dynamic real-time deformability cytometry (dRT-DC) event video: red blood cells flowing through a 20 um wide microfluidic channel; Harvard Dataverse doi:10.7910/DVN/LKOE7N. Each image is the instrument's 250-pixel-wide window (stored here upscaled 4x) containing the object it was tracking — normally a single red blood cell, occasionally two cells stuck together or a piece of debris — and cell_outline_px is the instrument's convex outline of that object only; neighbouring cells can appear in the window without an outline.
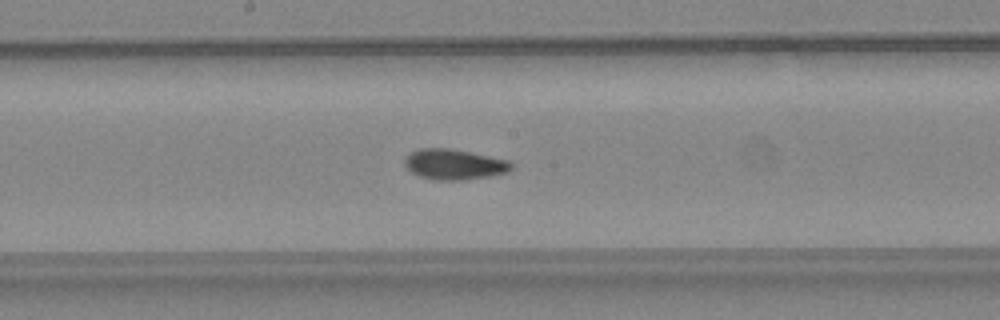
{"species": "common noctule bat (a hibernating species)", "species_latin": "Nyctalus noctula", "temperature_condition": "warm", "stored_images_in_passage": 36, "camera_frame_rate_fps": 3000, "um_per_image_px": 0.085, "animal": {"sex": "female", "body_mass_g": 24.6, "forearm_length_mm": 56.2}, "frame": {"image": 1, "passage_image": 16, "time_ms": 5.0, "image_size_px": [1000, 320], "cell_outline_px": [[512, 168], [508, 172], [488, 176], [464, 180], [436, 180], [420, 176], [412, 172], [404, 164], [404, 156], [420, 148], [448, 148], [508, 160], [512, 164]], "centroid_in_image_um": [38.58, 13.97], "position_along_channel_um": 209.6, "area_um2": 18.73}}
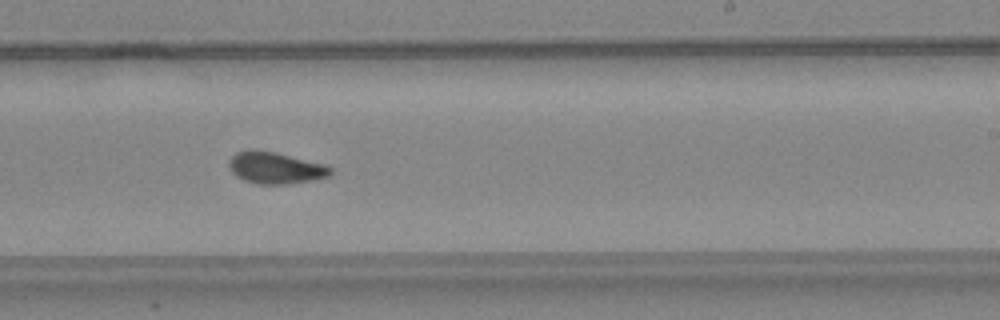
{"frame": {"image": 2, "passage_image": 20, "time_ms": 6.333, "image_size_px": [1000, 320], "cell_outline_px": [[332, 172], [328, 176], [312, 180], [288, 184], [256, 184], [244, 180], [236, 176], [232, 172], [228, 164], [228, 160], [236, 152], [276, 152], [328, 164], [332, 168]], "centroid_in_image_um": [23.47, 14.29], "position_along_channel_um": 265.5, "area_um2": 18.55}, "authors_computed_cell_mechanics": {"area_um2": 18.2937, "velocity_mm_per_s": 4.217, "shape_relaxation_time_tau1_ms": null, "shape_relaxation_time_tau2_ms": 1.4577, "deformation_change_tau1": null, "deformation_change_tau2": 0.0624}}